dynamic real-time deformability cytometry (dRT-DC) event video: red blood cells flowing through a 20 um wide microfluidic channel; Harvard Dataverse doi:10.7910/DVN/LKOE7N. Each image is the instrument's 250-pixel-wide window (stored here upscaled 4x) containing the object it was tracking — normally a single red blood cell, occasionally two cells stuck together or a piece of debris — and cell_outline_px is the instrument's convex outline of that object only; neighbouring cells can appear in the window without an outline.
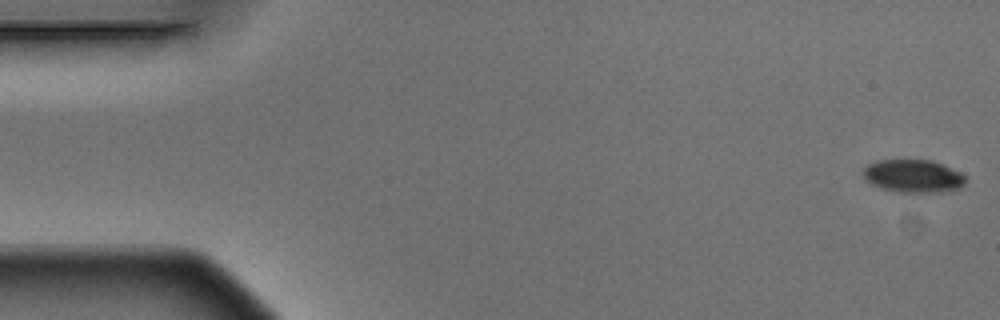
{"species": "Egyptian fruit bat (a non-hibernating species)", "species_latin": "Rousettus aegyptiacus", "temperature_condition": "warm", "stored_images_in_passage": 6, "camera_frame_rate_fps": 3000, "um_per_image_px": 0.085, "animal": {"sex": "male"}, "frame": {"image": 1, "passage_image": 1, "time_ms": 0.0, "image_size_px": [1000, 320], "cell_outline_px": [[968, 180], [960, 188], [940, 192], [904, 192], [884, 188], [872, 184], [864, 176], [864, 168], [868, 164], [876, 160], [932, 160], [960, 172], [968, 176]], "centroid_in_image_um": [77.69, 14.95], "position_along_channel_um": 7.3, "area_um2": 19.48}}
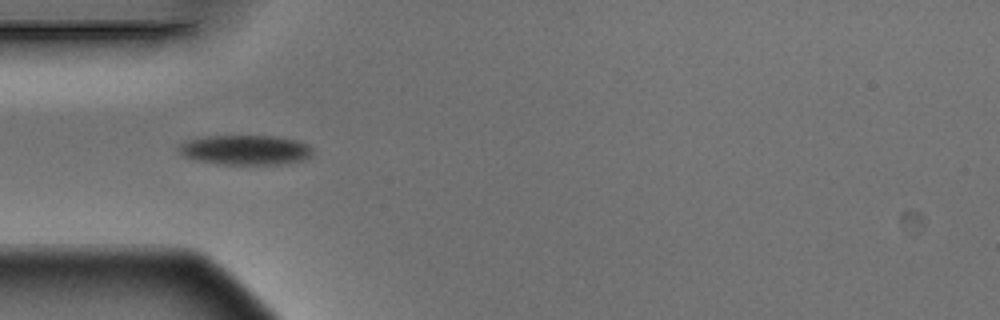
{"frame": {"image": 2, "passage_image": 5, "time_ms": 1.333, "image_size_px": [1000, 320], "cell_outline_px": [[312, 152], [308, 156], [300, 160], [276, 164], [216, 164], [196, 160], [184, 156], [180, 152], [180, 144], [188, 140], [204, 136], [272, 136], [296, 140], [308, 144], [312, 148]], "centroid_in_image_um": [20.82, 12.74], "position_along_channel_um": 64.2, "area_um2": 22.89}}
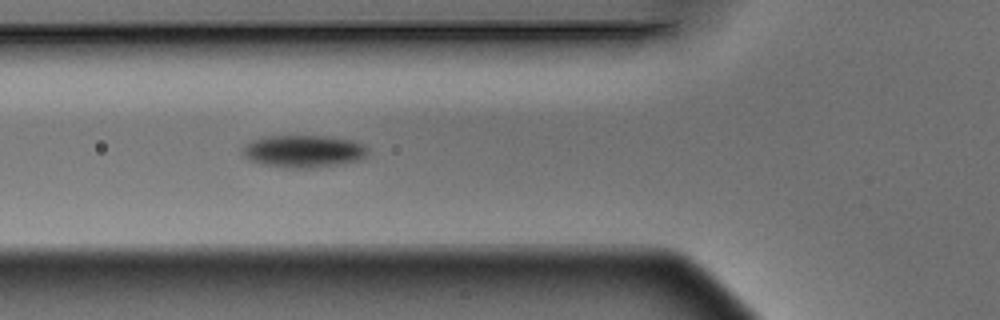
{"frame": {"image": 3, "passage_image": 6, "time_ms": 1.667, "image_size_px": [1000, 320], "cell_outline_px": [[368, 152], [360, 160], [340, 164], [308, 168], [292, 168], [260, 164], [248, 160], [244, 156], [244, 148], [252, 140], [264, 136], [324, 136], [352, 140], [364, 144], [368, 148]], "centroid_in_image_um": [25.82, 12.86], "position_along_channel_um": 100.0, "area_um2": 23.52}}